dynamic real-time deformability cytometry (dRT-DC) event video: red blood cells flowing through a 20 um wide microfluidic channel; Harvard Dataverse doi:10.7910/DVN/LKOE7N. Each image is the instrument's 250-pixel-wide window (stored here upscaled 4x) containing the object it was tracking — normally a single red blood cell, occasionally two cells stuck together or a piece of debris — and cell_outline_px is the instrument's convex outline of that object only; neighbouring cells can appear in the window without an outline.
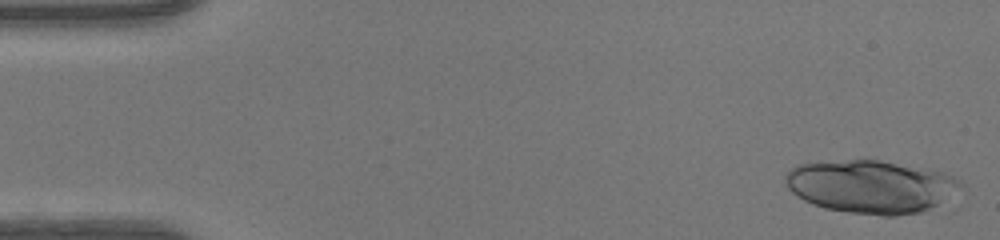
{"species": "human", "species_latin": "Homo sapiens", "temperature_condition": "warm", "stored_images_in_passage": 18, "camera_frame_rate_fps": 3000, "um_per_image_px": 0.085, "donor": {"sex": "female"}, "frame": {"image": 1, "passage_image": 1, "time_ms": 0.0, "image_size_px": [1000, 240], "cell_outline_px": [[964, 184], [936, 204], [920, 212], [896, 216], [880, 216], [848, 212], [824, 208], [812, 204], [796, 196], [788, 188], [784, 180], [784, 176], [796, 164], [848, 160], [880, 160], [944, 172], [960, 180]], "centroid_in_image_um": [73.96, 15.86], "position_along_channel_um": 11.0, "area_um2": 53.7}}
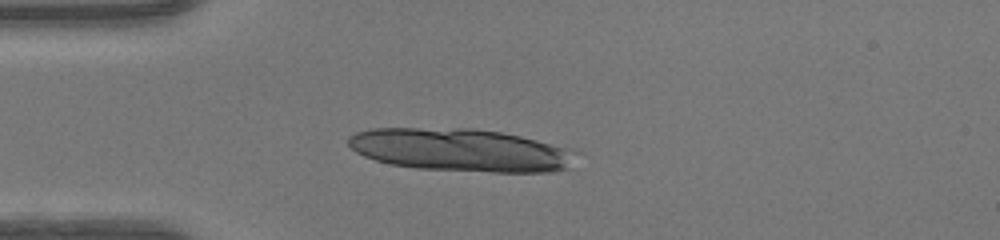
{"frame": {"image": 2, "passage_image": 12, "time_ms": 3.667, "image_size_px": [1000, 240], "cell_outline_px": [[584, 152], [568, 168], [556, 172], [492, 172], [416, 168], [392, 164], [376, 160], [364, 156], [356, 152], [348, 144], [348, 136], [356, 132], [372, 128], [472, 128], [500, 132], [520, 136], [572, 148]], "centroid_in_image_um": [39.26, 12.75], "position_along_channel_um": 45.7, "area_um2": 57.51}}